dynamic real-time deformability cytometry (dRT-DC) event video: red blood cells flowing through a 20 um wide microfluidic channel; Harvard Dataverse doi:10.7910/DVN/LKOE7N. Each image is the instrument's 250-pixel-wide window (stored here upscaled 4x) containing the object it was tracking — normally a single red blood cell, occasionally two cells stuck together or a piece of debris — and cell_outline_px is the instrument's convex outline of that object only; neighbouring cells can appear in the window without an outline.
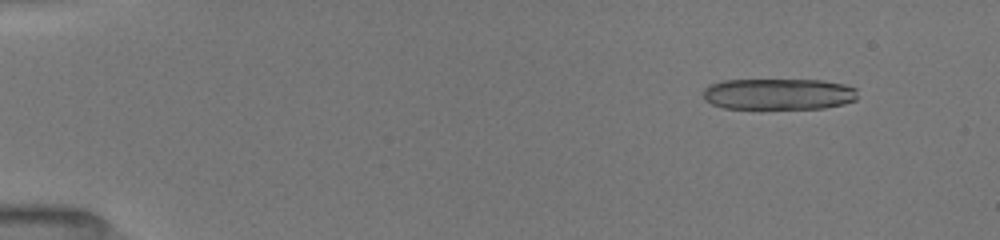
{"species": "common noctule bat (a hibernating species)", "species_latin": "Nyctalus noctula", "temperature_condition": "room temperature", "stored_images_in_passage": 24, "camera_frame_rate_fps": 3000, "um_per_image_px": 0.085, "animal": {"sex": "female", "body_mass_g": 19.5, "forearm_length_mm": 54.1}, "frame": {"image": 1, "passage_image": 4, "time_ms": 1.0, "image_size_px": [1000, 240], "cell_outline_px": [[856, 100], [844, 104], [824, 108], [724, 108], [712, 104], [704, 100], [704, 88], [708, 84], [720, 80], [820, 80], [844, 84], [856, 88]], "centroid_in_image_um": [66.15, 7.99], "position_along_channel_um": 18.8, "area_um2": 28.21}}